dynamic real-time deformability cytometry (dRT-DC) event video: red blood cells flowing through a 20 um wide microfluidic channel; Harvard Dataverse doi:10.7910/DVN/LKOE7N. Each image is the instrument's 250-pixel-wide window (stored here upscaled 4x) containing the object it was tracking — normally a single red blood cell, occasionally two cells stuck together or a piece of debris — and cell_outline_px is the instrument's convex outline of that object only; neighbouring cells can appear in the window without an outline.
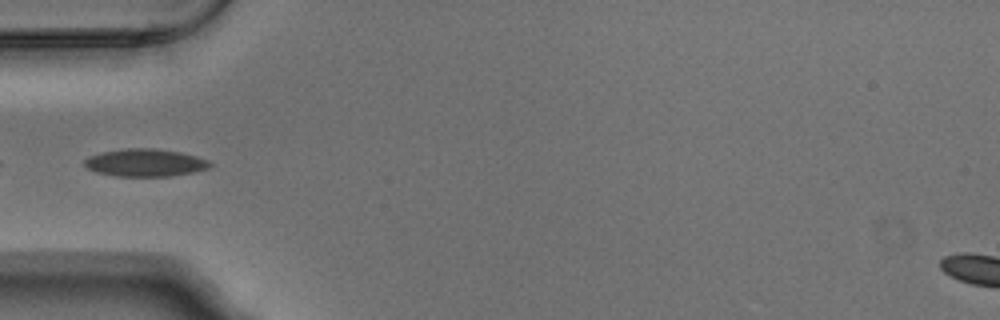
{"species": "Egyptian fruit bat (a non-hibernating species)", "species_latin": "Rousettus aegyptiacus", "temperature_condition": "warm", "stored_images_in_passage": 6, "camera_frame_rate_fps": 3000, "um_per_image_px": 0.085, "animal": {"sex": "male"}, "frame": {"image": 1, "passage_image": 5, "time_ms": 1.333, "image_size_px": [1000, 320], "cell_outline_px": [[212, 164], [208, 168], [192, 172], [168, 176], [116, 176], [96, 172], [88, 168], [84, 164], [84, 160], [88, 156], [100, 152], [124, 148], [152, 148], [180, 152], [196, 156], [208, 160]], "centroid_in_image_um": [12.3, 13.82], "position_along_channel_um": 72.7, "area_um2": 20.11}}
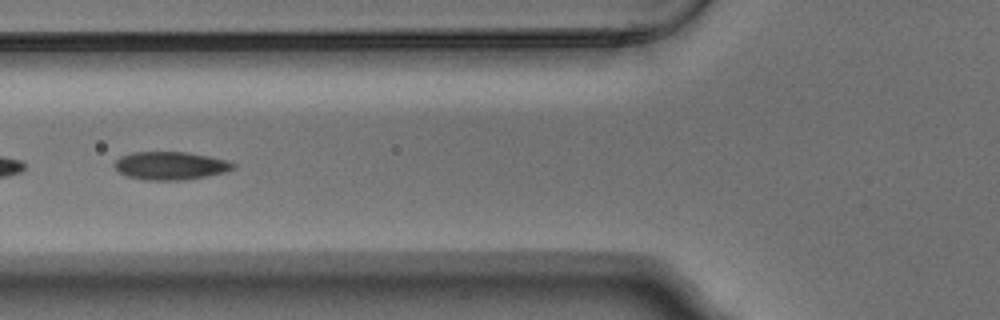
{"frame": {"image": 2, "passage_image": 6, "time_ms": 1.667, "image_size_px": [1000, 320], "cell_outline_px": [[236, 168], [224, 172], [184, 180], [144, 180], [128, 176], [120, 172], [112, 164], [120, 156], [132, 152], [188, 152], [228, 160], [236, 164]], "centroid_in_image_um": [14.49, 14.07], "position_along_channel_um": 111.3, "area_um2": 19.42}}